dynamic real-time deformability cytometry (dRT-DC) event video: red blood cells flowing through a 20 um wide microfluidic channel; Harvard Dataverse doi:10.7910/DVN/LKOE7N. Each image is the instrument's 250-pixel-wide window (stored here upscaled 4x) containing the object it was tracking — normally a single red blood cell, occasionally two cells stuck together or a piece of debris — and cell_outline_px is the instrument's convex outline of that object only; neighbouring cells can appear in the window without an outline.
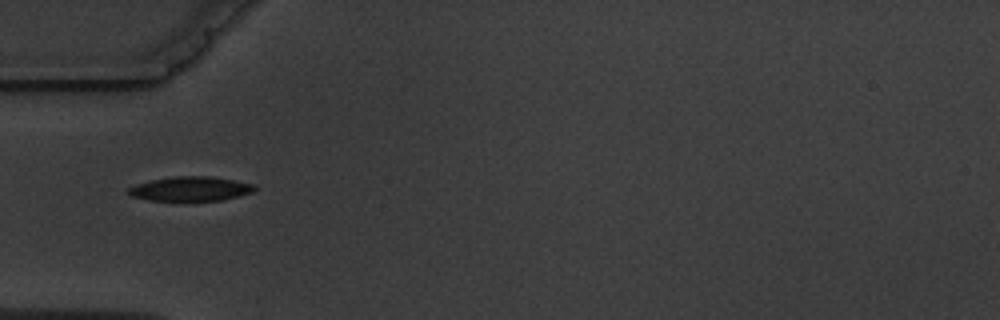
{"species": "common noctule bat (a hibernating species)", "species_latin": "Nyctalus noctula", "temperature_condition": "warm", "stored_images_in_passage": 4, "camera_frame_rate_fps": 3000, "um_per_image_px": 0.085, "animal": {"sex": "male", "body_mass_g": 19.5, "forearm_length_mm": 54.6}, "frame": {"image": 1, "passage_image": 1, "time_ms": 0.0, "image_size_px": [1000, 320], "cell_outline_px": [[256, 188], [252, 192], [224, 200], [188, 204], [148, 200], [132, 196], [124, 192], [128, 188], [136, 184], [152, 180], [172, 176], [212, 176], [256, 184]], "centroid_in_image_um": [16.17, 16.1], "position_along_channel_um": 68.8, "area_um2": 19.07}}
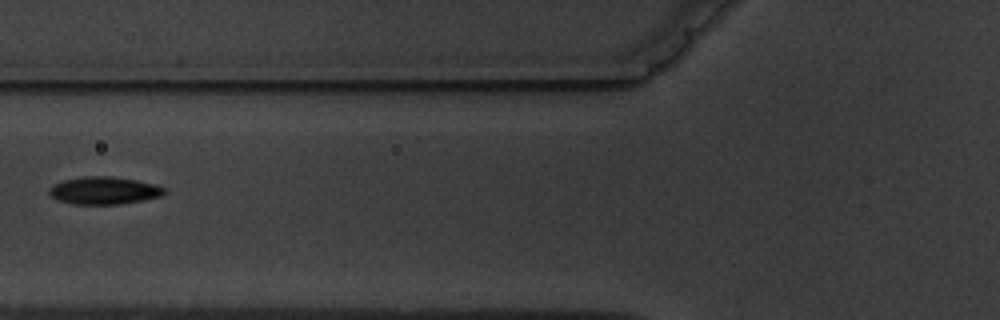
{"frame": {"image": 2, "passage_image": 2, "time_ms": 1.333, "image_size_px": [1000, 320], "cell_outline_px": [[168, 192], [160, 196], [120, 204], [72, 204], [60, 200], [52, 196], [48, 192], [48, 188], [64, 180], [84, 176], [112, 176], [136, 180], [156, 184], [168, 188]], "centroid_in_image_um": [8.89, 16.18], "position_along_channel_um": 116.9, "area_um2": 18.44}}
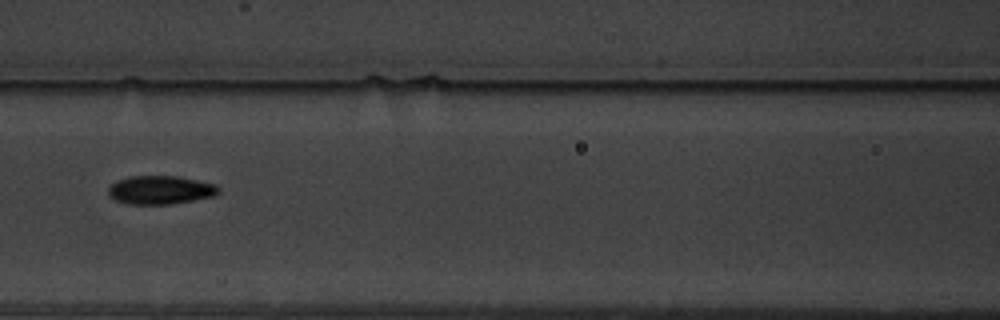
{"frame": {"image": 3, "passage_image": 3, "time_ms": 2.333, "image_size_px": [1000, 320], "cell_outline_px": [[220, 192], [216, 196], [172, 204], [128, 204], [116, 200], [108, 196], [108, 188], [116, 180], [132, 176], [176, 176], [216, 184], [220, 188]], "centroid_in_image_um": [13.65, 16.15], "position_along_channel_um": 153.0, "area_um2": 18.44}}